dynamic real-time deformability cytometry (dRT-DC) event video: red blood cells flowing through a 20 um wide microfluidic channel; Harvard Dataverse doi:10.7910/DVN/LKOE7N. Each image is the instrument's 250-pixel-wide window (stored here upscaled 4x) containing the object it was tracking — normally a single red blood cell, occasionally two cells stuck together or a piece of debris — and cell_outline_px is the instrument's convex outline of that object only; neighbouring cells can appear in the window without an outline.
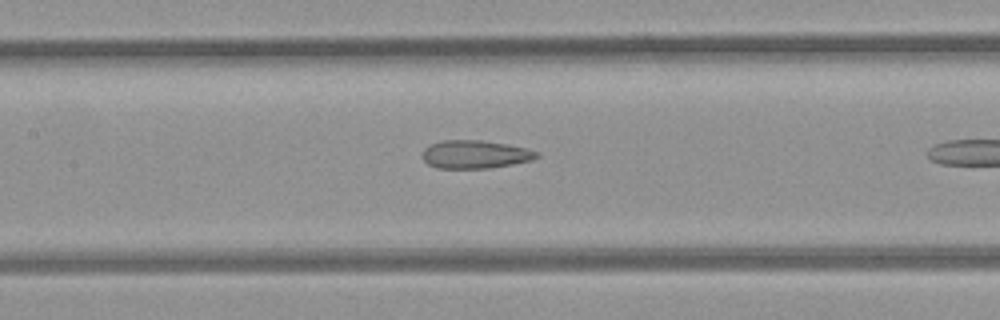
{"species": "common noctule bat (a hibernating species)", "species_latin": "Nyctalus noctula", "temperature_condition": "room temperature", "stored_images_in_passage": 10, "camera_frame_rate_fps": 3000, "um_per_image_px": 0.085, "animal": {"sex": "female", "body_mass_g": 21.9}, "frame": {"image": 1, "passage_image": 9, "time_ms": 2.667, "image_size_px": [1000, 320], "cell_outline_px": [[540, 156], [532, 160], [492, 168], [436, 168], [428, 164], [424, 160], [424, 148], [432, 144], [444, 140], [480, 140], [528, 148], [540, 152]], "centroid_in_image_um": [40.43, 13.13], "position_along_channel_um": 167.0, "area_um2": 18.67}}